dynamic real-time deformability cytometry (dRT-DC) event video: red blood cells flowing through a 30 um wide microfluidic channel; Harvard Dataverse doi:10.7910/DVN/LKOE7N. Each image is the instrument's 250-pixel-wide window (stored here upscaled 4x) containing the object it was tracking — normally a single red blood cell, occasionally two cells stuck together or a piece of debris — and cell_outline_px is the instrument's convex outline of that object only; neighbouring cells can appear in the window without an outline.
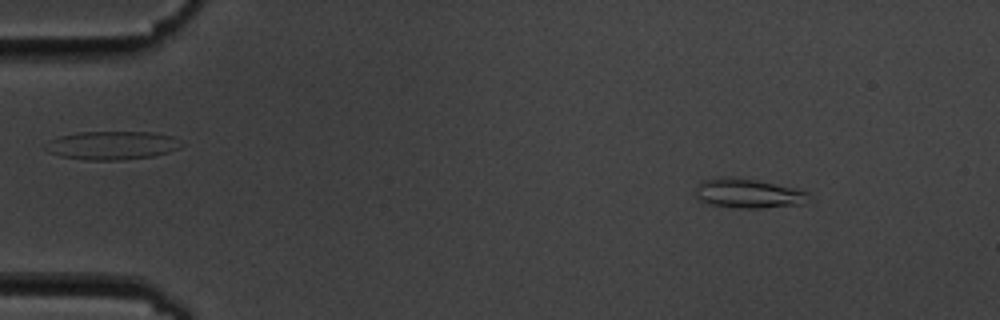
{"species": "common noctule bat (a hibernating species)", "species_latin": "Nyctalus noctula", "temperature_condition": "cold", "stored_images_in_passage": 6, "camera_frame_rate_fps": 3000, "um_per_image_px": 0.085, "animal": {"sex": "male", "body_mass_g": 19.5, "forearm_length_mm": 54.6}, "frame": {"image": 1, "passage_image": 3, "time_ms": 2.333, "image_size_px": [1000, 320], "cell_outline_px": [[808, 192], [804, 204], [764, 208], [736, 208], [712, 204], [700, 200], [696, 196], [696, 188], [704, 180], [720, 176], [732, 176], [756, 180], [796, 188]], "centroid_in_image_um": [63.59, 16.43], "position_along_channel_um": 21.4, "area_um2": 19.31}}
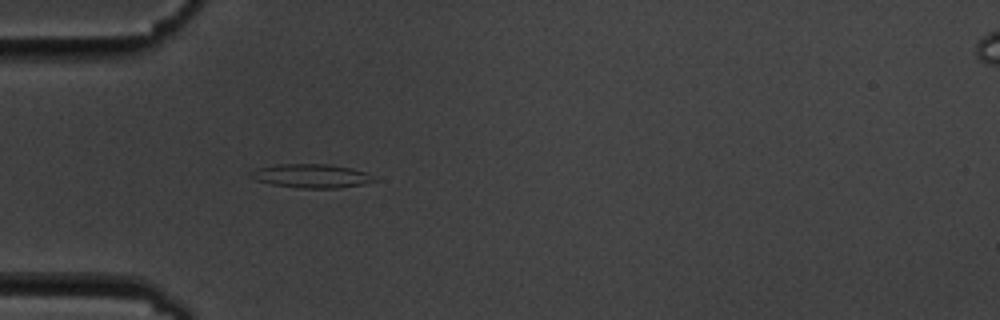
{"frame": {"image": 2, "passage_image": 6, "time_ms": 5.667, "image_size_px": [1000, 320], "cell_outline_px": [[376, 180], [360, 184], [336, 188], [300, 188], [272, 184], [256, 180], [248, 176], [248, 172], [256, 168], [276, 164], [328, 164], [352, 168], [364, 172], [372, 176]], "centroid_in_image_um": [26.37, 14.94], "position_along_channel_um": 58.6, "area_um2": 16.99}}